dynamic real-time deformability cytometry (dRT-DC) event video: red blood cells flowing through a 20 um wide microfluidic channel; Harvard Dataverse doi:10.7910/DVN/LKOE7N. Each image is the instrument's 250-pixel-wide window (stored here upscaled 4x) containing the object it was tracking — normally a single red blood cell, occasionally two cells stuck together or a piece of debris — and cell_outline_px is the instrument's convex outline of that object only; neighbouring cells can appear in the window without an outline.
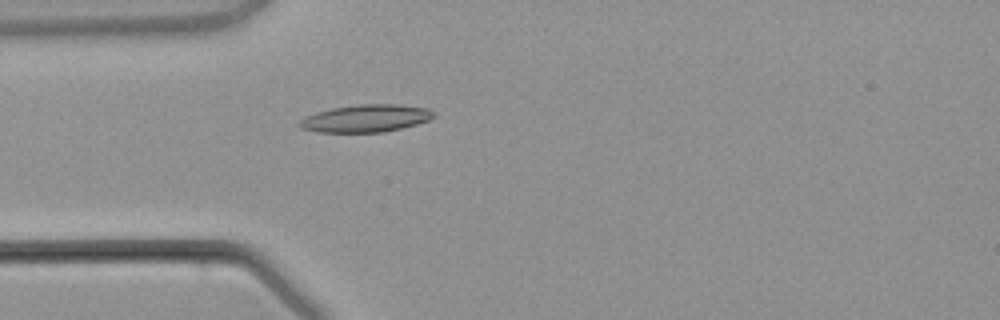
{"species": "common noctule bat (a hibernating species)", "species_latin": "Nyctalus noctula", "temperature_condition": "warm", "stored_images_in_passage": 1, "camera_frame_rate_fps": 3000, "um_per_image_px": 0.085, "animal": {"sex": "male", "body_mass_g": 21.5, "forearm_length_mm": 52.0}, "frame": {"image": 1, "passage_image": 1, "time_ms": 0.0, "image_size_px": [1000, 320], "cell_outline_px": [[436, 116], [428, 120], [416, 124], [384, 132], [316, 132], [300, 128], [296, 124], [304, 116], [316, 112], [332, 108], [360, 104], [396, 104], [428, 108]], "centroid_in_image_um": [31.04, 10.06], "position_along_channel_um": 54.0, "area_um2": 21.5}}